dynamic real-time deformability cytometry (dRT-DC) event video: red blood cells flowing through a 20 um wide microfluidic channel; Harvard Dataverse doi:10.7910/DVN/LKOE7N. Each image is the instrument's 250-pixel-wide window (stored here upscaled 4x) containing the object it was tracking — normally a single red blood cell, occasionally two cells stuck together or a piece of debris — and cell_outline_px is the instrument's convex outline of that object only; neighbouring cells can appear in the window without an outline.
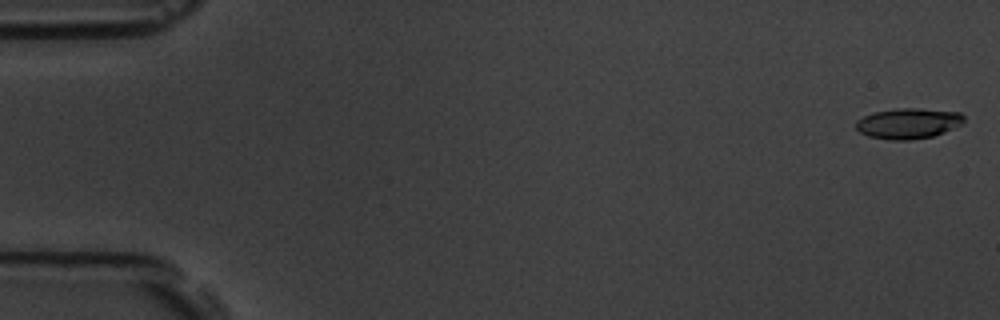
{"species": "common noctule bat (a hibernating species)", "species_latin": "Nyctalus noctula", "temperature_condition": "room temperature", "stored_images_in_passage": 6, "camera_frame_rate_fps": 3000, "um_per_image_px": 0.085, "animal": {"sex": "male", "body_mass_g": 19.5, "forearm_length_mm": 54.6}, "frame": {"image": 1, "passage_image": 1, "time_ms": 0.0, "image_size_px": [1000, 320], "cell_outline_px": [[964, 124], [944, 132], [932, 136], [908, 140], [892, 140], [868, 136], [860, 132], [856, 128], [856, 120], [872, 112], [900, 108], [920, 108], [960, 112], [964, 116]], "centroid_in_image_um": [77.22, 10.48], "position_along_channel_um": 7.8, "area_um2": 19.31}}
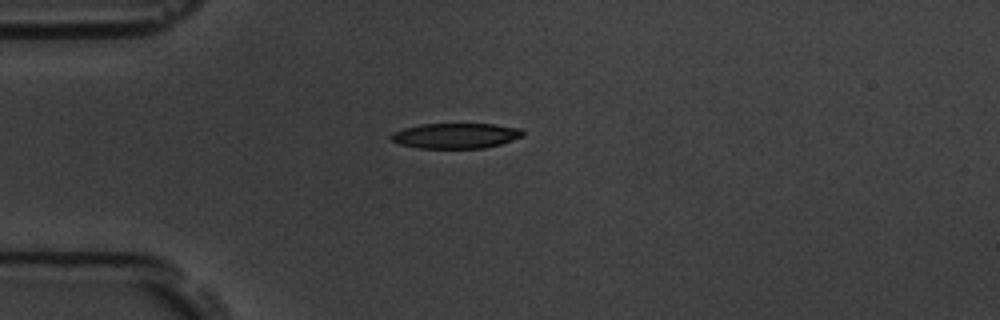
{"frame": {"image": 2, "passage_image": 5, "time_ms": 4.667, "image_size_px": [1000, 320], "cell_outline_px": [[524, 136], [500, 144], [484, 148], [416, 148], [400, 144], [392, 140], [388, 136], [392, 132], [404, 128], [420, 124], [496, 124], [520, 128], [524, 132]], "centroid_in_image_um": [38.72, 11.53], "position_along_channel_um": 46.3, "area_um2": 19.54}}